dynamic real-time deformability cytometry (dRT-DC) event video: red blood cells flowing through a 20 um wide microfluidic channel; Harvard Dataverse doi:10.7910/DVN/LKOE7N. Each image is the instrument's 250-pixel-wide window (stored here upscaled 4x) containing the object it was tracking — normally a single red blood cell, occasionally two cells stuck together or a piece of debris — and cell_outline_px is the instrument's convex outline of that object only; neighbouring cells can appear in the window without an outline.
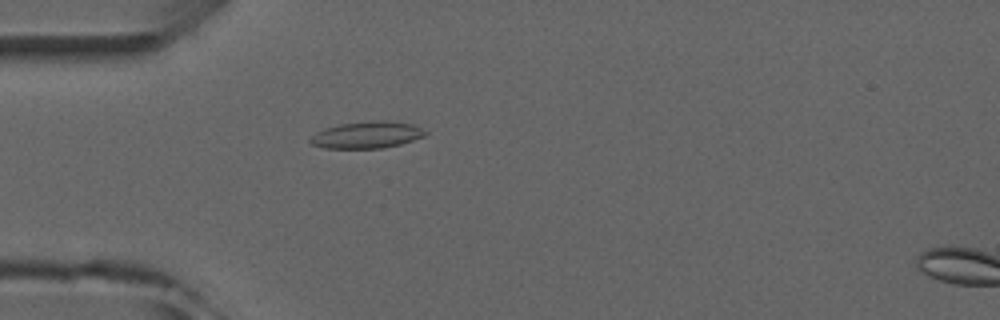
{"species": "common noctule bat (a hibernating species)", "species_latin": "Nyctalus noctula", "temperature_condition": "room temperature", "stored_images_in_passage": 6, "camera_frame_rate_fps": 3000, "um_per_image_px": 0.085, "animal": {"sex": "male", "forearm_length_mm": 52.5}, "frame": {"image": 1, "passage_image": 5, "time_ms": 4.667, "image_size_px": [1000, 320], "cell_outline_px": [[428, 132], [424, 136], [400, 144], [380, 148], [324, 148], [312, 144], [308, 140], [316, 132], [324, 128], [340, 124], [372, 120], [384, 120], [412, 124]], "centroid_in_image_um": [31.16, 11.46], "position_along_channel_um": 53.8, "area_um2": 17.86}}